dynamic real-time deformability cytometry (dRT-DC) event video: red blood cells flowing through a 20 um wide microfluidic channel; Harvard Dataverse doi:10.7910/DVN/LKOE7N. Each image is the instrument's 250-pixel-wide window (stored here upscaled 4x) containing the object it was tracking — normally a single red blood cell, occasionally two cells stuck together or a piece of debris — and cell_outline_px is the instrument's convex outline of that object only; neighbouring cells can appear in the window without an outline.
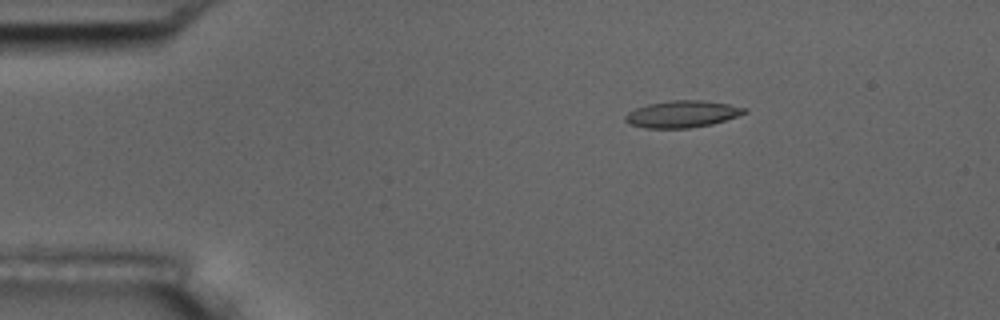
{"species": "common noctule bat (a hibernating species)", "species_latin": "Nyctalus noctula", "temperature_condition": "room temperature", "stored_images_in_passage": 4, "camera_frame_rate_fps": 3000, "um_per_image_px": 0.085, "animal": {"sex": "male", "body_mass_g": 17.5, "forearm_length_mm": 52.3}, "frame": {"image": 1, "passage_image": 2, "time_ms": 2.0, "image_size_px": [1000, 320], "cell_outline_px": [[748, 112], [712, 124], [688, 128], [644, 128], [632, 124], [624, 120], [624, 116], [628, 112], [636, 108], [648, 104], [668, 100], [700, 100], [728, 104], [748, 108]], "centroid_in_image_um": [57.98, 9.69], "position_along_channel_um": 27.0, "area_um2": 18.55}}